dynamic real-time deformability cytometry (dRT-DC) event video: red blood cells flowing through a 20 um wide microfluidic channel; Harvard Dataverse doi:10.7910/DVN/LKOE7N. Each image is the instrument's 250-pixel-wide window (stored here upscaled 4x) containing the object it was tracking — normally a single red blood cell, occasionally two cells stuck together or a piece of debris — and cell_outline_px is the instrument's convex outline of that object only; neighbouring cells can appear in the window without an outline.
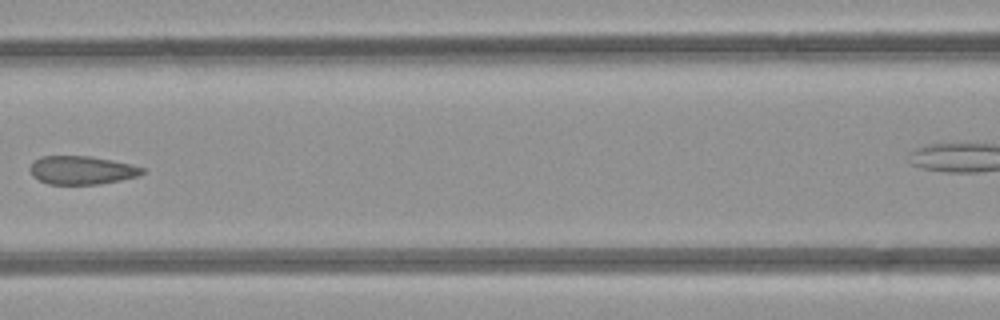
{"species": "common noctule bat (a hibernating species)", "species_latin": "Nyctalus noctula", "temperature_condition": "room temperature", "stored_images_in_passage": 6, "camera_frame_rate_fps": 3000, "um_per_image_px": 0.085, "animal": {"sex": "female", "body_mass_g": 21.9}, "frame": {"image": 1, "passage_image": 4, "time_ms": 3.333, "image_size_px": [1000, 320], "cell_outline_px": [[144, 172], [136, 176], [120, 180], [100, 184], [48, 184], [32, 176], [28, 168], [40, 156], [92, 156], [132, 164], [144, 168]], "centroid_in_image_um": [6.93, 14.46], "position_along_channel_um": 159.7, "area_um2": 18.55}}